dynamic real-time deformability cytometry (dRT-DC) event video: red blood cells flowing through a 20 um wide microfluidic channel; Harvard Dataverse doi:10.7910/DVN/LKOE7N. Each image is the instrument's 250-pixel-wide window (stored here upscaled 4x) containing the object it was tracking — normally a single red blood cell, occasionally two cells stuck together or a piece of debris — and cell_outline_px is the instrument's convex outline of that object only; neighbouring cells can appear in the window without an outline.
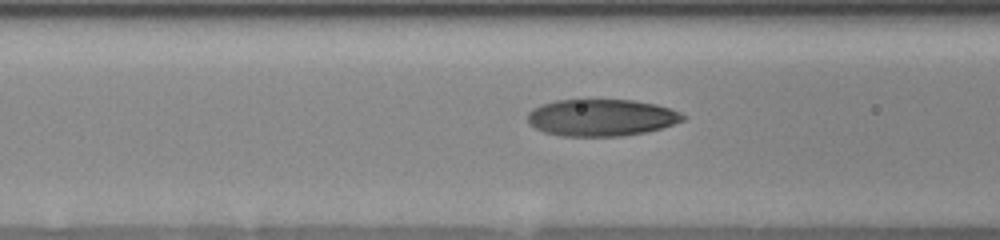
{"species": "human", "species_latin": "Homo sapiens", "temperature_condition": "room temperature", "stored_images_in_passage": 14, "camera_frame_rate_fps": 3000, "um_per_image_px": 0.085, "donor": {"sex": "female"}, "frame": {"image": 1, "passage_image": 12, "time_ms": 3.667, "image_size_px": [1000, 240], "cell_outline_px": [[688, 116], [684, 120], [660, 128], [644, 132], [620, 136], [560, 136], [544, 132], [528, 124], [528, 112], [532, 108], [556, 100], [636, 100], [656, 104], [680, 112]], "centroid_in_image_um": [51.1, 9.99], "position_along_channel_um": 115.5, "area_um2": 33.35}}